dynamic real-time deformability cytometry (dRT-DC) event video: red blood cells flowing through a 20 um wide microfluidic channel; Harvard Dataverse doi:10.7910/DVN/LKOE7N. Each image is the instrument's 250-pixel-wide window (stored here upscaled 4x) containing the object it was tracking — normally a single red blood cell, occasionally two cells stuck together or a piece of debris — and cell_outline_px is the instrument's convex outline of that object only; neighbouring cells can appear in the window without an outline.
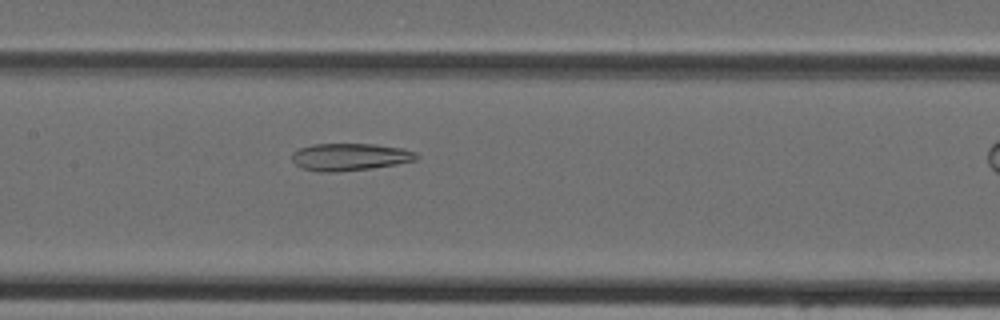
{"species": "Egyptian fruit bat (a non-hibernating species)", "species_latin": "Rousettus aegyptiacus", "temperature_condition": "cold", "stored_images_in_passage": 31, "segment_of_instrument_passage": [1, 2], "camera_frame_rate_fps": 3000, "um_per_image_px": 0.085, "animal": {"sex": "female"}, "frame": {"image": 1, "passage_image": 16, "time_ms": 5.0, "image_size_px": [1000, 320], "cell_outline_px": [[420, 156], [416, 160], [396, 164], [372, 168], [336, 172], [320, 172], [300, 168], [292, 160], [292, 152], [300, 148], [312, 144], [376, 144], [404, 148], [416, 152]], "centroid_in_image_um": [29.75, 13.33], "position_along_channel_um": 177.7, "area_um2": 20.0}}
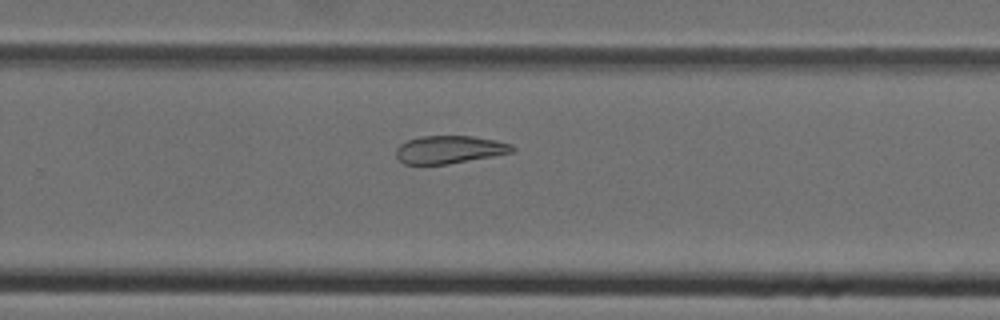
{"frame": {"image": 2, "passage_image": 24, "time_ms": 7.667, "image_size_px": [1000, 320], "cell_outline_px": [[516, 148], [512, 152], [492, 156], [448, 164], [404, 164], [396, 156], [396, 148], [400, 144], [408, 140], [420, 136], [472, 136], [496, 140], [512, 144]], "centroid_in_image_um": [38.2, 12.71], "position_along_channel_um": 291.6, "area_um2": 18.79}}
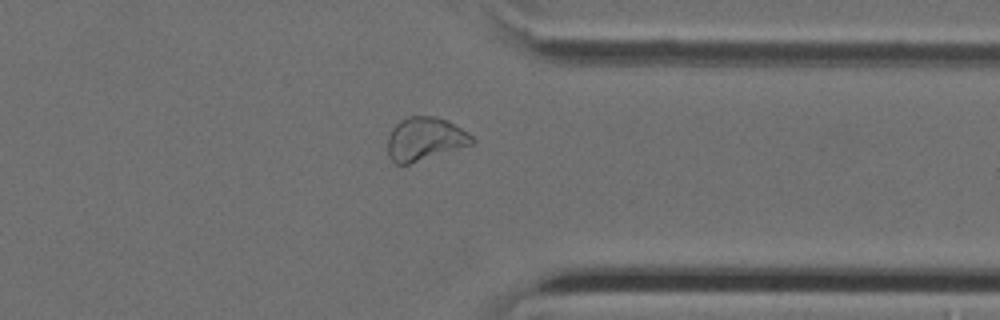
{"frame": {"image": 3, "passage_image": 30, "time_ms": 9.667, "image_size_px": [1000, 320], "cell_outline_px": [[476, 140], [472, 144], [408, 164], [396, 164], [388, 156], [388, 136], [392, 128], [400, 120], [408, 116], [436, 116], [468, 132]], "centroid_in_image_um": [36.08, 11.8], "position_along_channel_um": 375.3, "area_um2": 20.98}}